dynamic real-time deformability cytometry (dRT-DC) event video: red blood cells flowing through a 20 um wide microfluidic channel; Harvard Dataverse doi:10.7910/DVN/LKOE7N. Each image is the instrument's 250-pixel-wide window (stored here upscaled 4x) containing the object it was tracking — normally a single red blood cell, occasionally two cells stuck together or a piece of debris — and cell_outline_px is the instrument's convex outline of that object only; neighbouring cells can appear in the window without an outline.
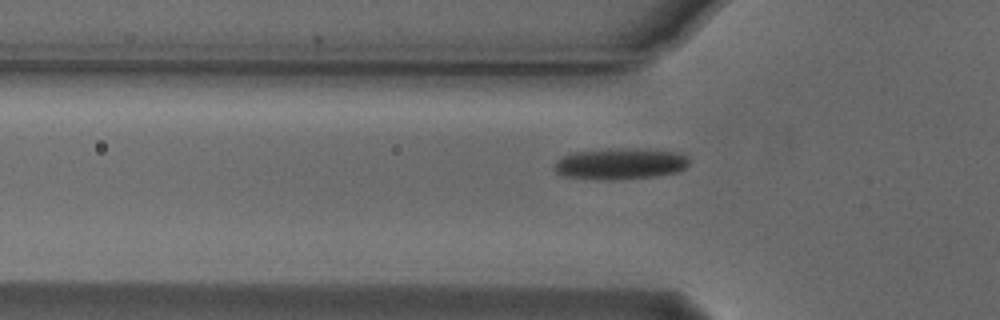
{"species": "Egyptian fruit bat (a non-hibernating species)", "species_latin": "Rousettus aegyptiacus", "temperature_condition": "cold", "stored_images_in_passage": 40, "camera_frame_rate_fps": 3000, "um_per_image_px": 0.085, "animal": {"sex": "male"}, "frame": {"image": 1, "passage_image": 8, "time_ms": 2.333, "image_size_px": [1000, 320], "cell_outline_px": [[688, 164], [684, 168], [676, 172], [656, 176], [612, 180], [608, 180], [560, 176], [552, 168], [556, 160], [568, 152], [608, 148], [636, 148], [680, 152], [688, 156]], "centroid_in_image_um": [52.66, 13.9], "position_along_channel_um": 73.1, "area_um2": 25.09}}
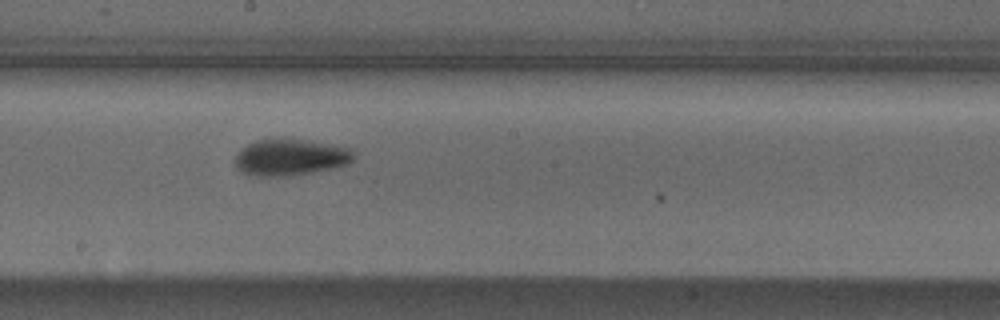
{"frame": {"image": 2, "passage_image": 20, "time_ms": 6.333, "image_size_px": [1000, 320], "cell_outline_px": [[356, 156], [348, 164], [332, 168], [312, 172], [284, 176], [256, 176], [240, 172], [236, 168], [236, 156], [240, 148], [256, 140], [304, 140], [352, 148]], "centroid_in_image_um": [24.68, 13.38], "position_along_channel_um": 223.5, "area_um2": 24.91}}
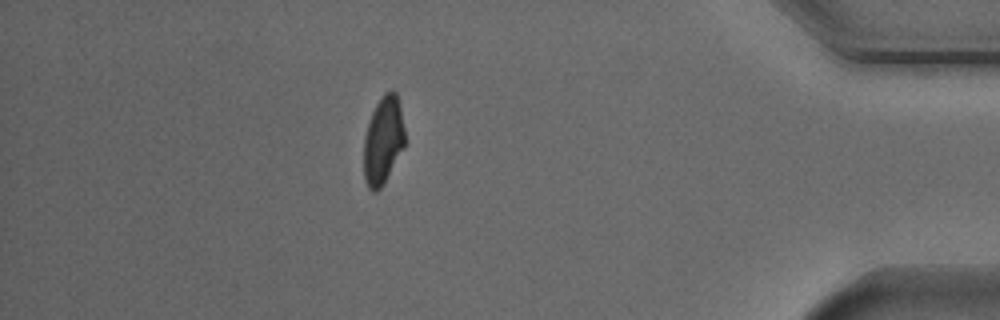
{"frame": {"image": 3, "passage_image": 38, "time_ms": 12.333, "image_size_px": [1000, 320], "cell_outline_px": [[404, 148], [384, 184], [376, 192], [372, 192], [368, 188], [364, 180], [364, 136], [372, 112], [380, 96], [384, 92], [392, 88], [396, 92], [400, 108], [404, 128]], "centroid_in_image_um": [32.56, 11.94], "position_along_channel_um": 402.6, "area_um2": 21.21}, "authors_computed_cell_mechanics": {"area_um2": 22.9466, "velocity_mm_per_s": 3.7534, "shape_relaxation_time_tau1_ms": 4.3234, "shape_relaxation_time_tau2_ms": 5.397, "deformation_change_tau1": 0.1416, "deformation_change_tau2": 0.1086}}